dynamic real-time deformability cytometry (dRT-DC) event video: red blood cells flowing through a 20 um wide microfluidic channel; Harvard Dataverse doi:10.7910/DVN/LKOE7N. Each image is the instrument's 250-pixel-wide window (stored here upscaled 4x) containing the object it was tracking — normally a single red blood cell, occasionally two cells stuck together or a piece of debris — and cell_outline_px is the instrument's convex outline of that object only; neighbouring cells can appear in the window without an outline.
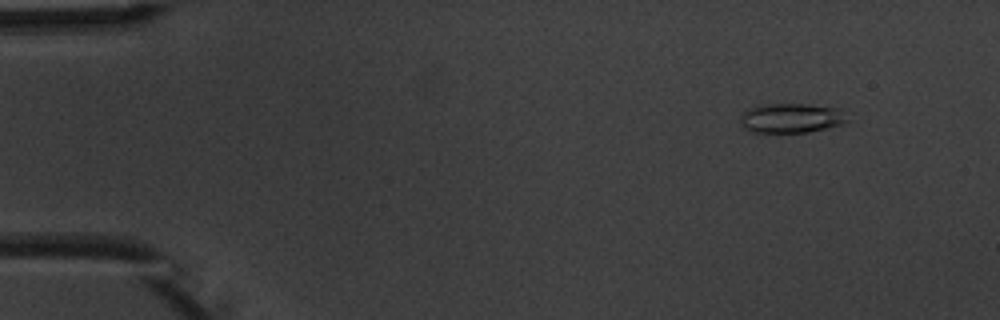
{"species": "common noctule bat (a hibernating species)", "species_latin": "Nyctalus noctula", "temperature_condition": "warm", "stored_images_in_passage": 5, "camera_frame_rate_fps": 3000, "um_per_image_px": 0.085, "animal": {"sex": "male", "body_mass_g": 20.1, "forearm_length_mm": 53.5}, "frame": {"image": 1, "passage_image": 2, "time_ms": 1.333, "image_size_px": [1000, 320], "cell_outline_px": [[848, 120], [844, 124], [808, 132], [748, 132], [744, 128], [740, 120], [744, 112], [748, 108], [760, 104], [808, 104], [840, 108]], "centroid_in_image_um": [67.25, 10.03], "position_along_channel_um": 17.7, "area_um2": 18.5}}